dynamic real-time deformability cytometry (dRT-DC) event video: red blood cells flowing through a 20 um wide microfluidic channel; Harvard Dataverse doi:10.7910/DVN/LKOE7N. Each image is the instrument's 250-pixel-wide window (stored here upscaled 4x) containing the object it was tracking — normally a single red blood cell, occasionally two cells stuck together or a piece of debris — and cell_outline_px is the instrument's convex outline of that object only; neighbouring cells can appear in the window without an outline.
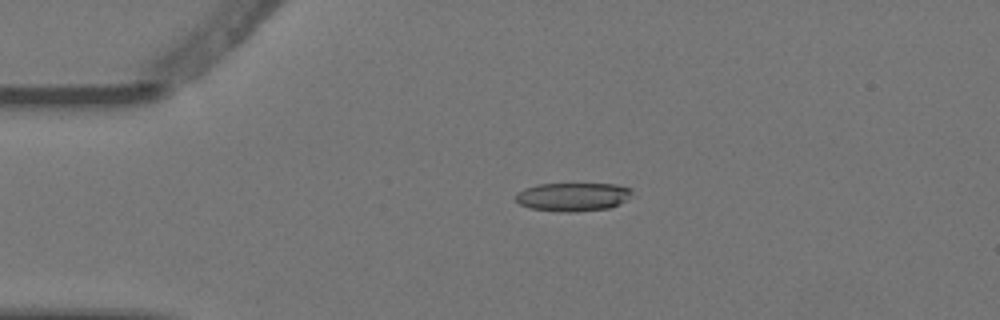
{"species": "Egyptian fruit bat (a non-hibernating species)", "species_latin": "Rousettus aegyptiacus", "temperature_condition": "warm", "stored_images_in_passage": 3, "camera_frame_rate_fps": 3000, "um_per_image_px": 0.085, "animal": {"sex": "female"}, "frame": {"image": 1, "passage_image": 2, "time_ms": 0.333, "image_size_px": [1000, 320], "cell_outline_px": [[632, 192], [628, 200], [620, 204], [608, 208], [572, 212], [556, 212], [532, 208], [520, 204], [516, 200], [516, 192], [524, 188], [536, 184], [616, 184], [632, 188]], "centroid_in_image_um": [48.7, 16.73], "position_along_channel_um": 36.3, "area_um2": 19.48}}